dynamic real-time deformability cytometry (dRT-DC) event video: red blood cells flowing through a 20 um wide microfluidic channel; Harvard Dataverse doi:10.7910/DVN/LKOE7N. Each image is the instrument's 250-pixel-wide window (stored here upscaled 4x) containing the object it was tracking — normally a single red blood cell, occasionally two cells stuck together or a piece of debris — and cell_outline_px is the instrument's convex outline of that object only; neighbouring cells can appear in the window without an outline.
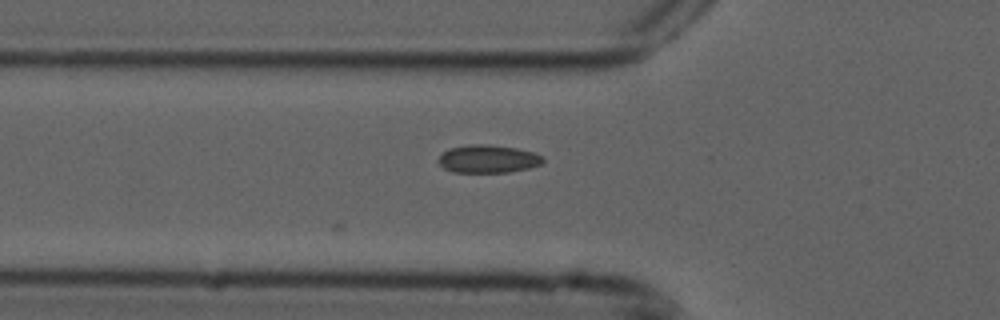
{"species": "common noctule bat (a hibernating species)", "species_latin": "Nyctalus noctula", "temperature_condition": "cold", "stored_images_in_passage": 5, "camera_frame_rate_fps": 3000, "um_per_image_px": 0.085, "animal": {"sex": "male", "forearm_length_mm": 52.5}, "frame": {"image": 1, "passage_image": 5, "time_ms": 1.333, "image_size_px": [1000, 320], "cell_outline_px": [[544, 160], [540, 164], [528, 168], [508, 172], [452, 172], [444, 168], [436, 160], [448, 148], [472, 144], [488, 144], [516, 148], [532, 152], [544, 156]], "centroid_in_image_um": [41.46, 13.5], "position_along_channel_um": 84.3, "area_um2": 16.99}}